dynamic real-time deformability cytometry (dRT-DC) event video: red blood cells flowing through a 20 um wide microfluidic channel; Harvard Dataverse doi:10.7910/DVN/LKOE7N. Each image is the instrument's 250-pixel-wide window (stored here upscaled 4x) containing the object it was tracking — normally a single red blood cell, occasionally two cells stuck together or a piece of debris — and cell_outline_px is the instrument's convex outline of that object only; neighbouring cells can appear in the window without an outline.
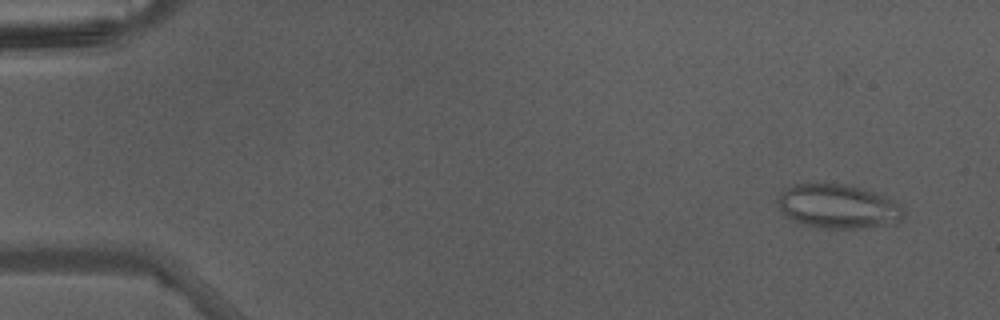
{"species": "Egyptian fruit bat (a non-hibernating species)", "species_latin": "Rousettus aegyptiacus", "temperature_condition": "warm", "stored_images_in_passage": 16, "camera_frame_rate_fps": 3000, "um_per_image_px": 0.085, "animal": {"sex": "male"}, "frame": {"image": 1, "passage_image": 4, "time_ms": 1.0, "image_size_px": [1000, 320], "cell_outline_px": [[904, 220], [896, 224], [868, 228], [820, 228], [804, 224], [788, 216], [780, 208], [776, 200], [788, 188], [796, 184], [848, 184], [884, 196], [900, 204], [904, 208]], "centroid_in_image_um": [71.33, 17.57], "position_along_channel_um": 13.7, "area_um2": 32.14}}